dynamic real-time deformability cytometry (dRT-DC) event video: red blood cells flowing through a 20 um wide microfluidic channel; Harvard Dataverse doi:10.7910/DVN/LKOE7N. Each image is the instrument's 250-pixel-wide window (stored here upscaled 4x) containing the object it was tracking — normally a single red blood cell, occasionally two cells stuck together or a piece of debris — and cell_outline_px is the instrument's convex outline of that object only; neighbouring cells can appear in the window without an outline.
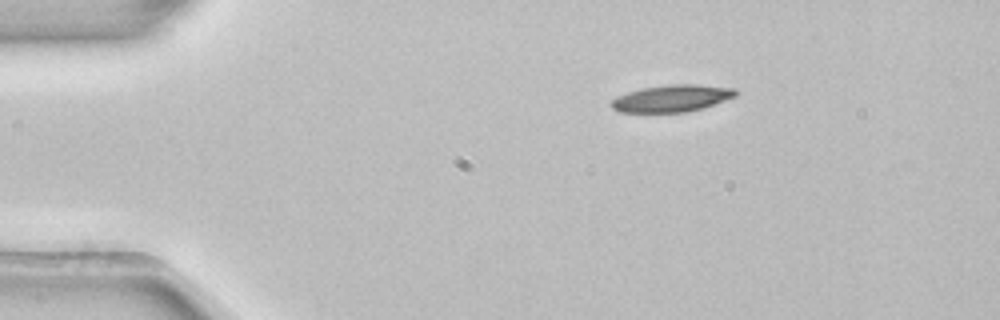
{"species": "common noctule bat (a hibernating species)", "species_latin": "Nyctalus noctula", "temperature_condition": "room temperature", "stored_images_in_passage": 5, "segment_of_instrument_passage": [2, 2], "camera_frame_rate_fps": 3000, "um_per_image_px": 0.085, "animal": {"sex": "female", "body_mass_g": 22.7, "forearm_length_mm": 54.2}, "frame": {"image": 1, "passage_image": 5, "time_ms": 1.333, "image_size_px": [1000, 320], "cell_outline_px": [[740, 92], [736, 96], [688, 112], [620, 112], [612, 108], [612, 100], [616, 96], [628, 92], [644, 88], [668, 84], [696, 84], [736, 88]], "centroid_in_image_um": [57.13, 8.35], "position_along_channel_um": 27.9, "area_um2": 19.42}}